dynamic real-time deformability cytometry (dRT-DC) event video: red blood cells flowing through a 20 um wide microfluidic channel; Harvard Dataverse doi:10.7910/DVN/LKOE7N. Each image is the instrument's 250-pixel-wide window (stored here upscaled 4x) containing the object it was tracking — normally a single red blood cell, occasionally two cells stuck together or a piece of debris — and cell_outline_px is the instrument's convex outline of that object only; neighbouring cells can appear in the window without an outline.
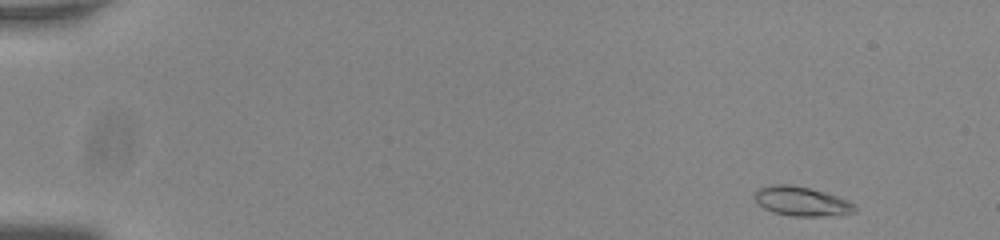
{"species": "common noctule bat (a hibernating species)", "species_latin": "Nyctalus noctula", "temperature_condition": "room temperature", "stored_images_in_passage": 52, "camera_frame_rate_fps": 3000, "um_per_image_px": 0.085, "animal": {"sex": "male", "body_mass_g": 20.0, "forearm_length_mm": 53.3}, "frame": {"image": 1, "passage_image": 1, "time_ms": 0.0, "image_size_px": [1000, 240], "cell_outline_px": [[856, 212], [832, 216], [792, 216], [772, 212], [756, 204], [752, 196], [756, 188], [772, 184], [792, 184], [824, 192], [848, 200], [856, 208]], "centroid_in_image_um": [68.05, 17.11], "position_along_channel_um": 16.9, "area_um2": 17.4}}
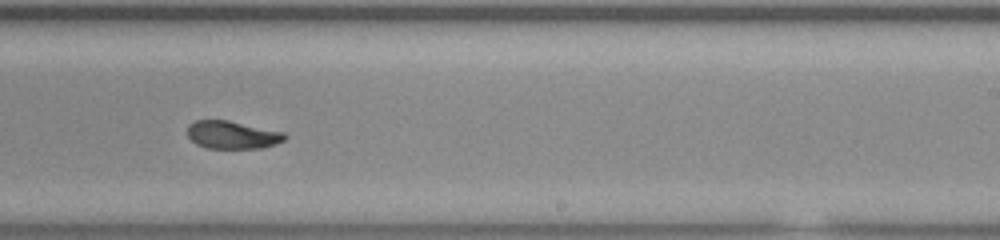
{"frame": {"image": 2, "passage_image": 32, "time_ms": 10.333, "image_size_px": [1000, 240], "cell_outline_px": [[288, 136], [284, 140], [276, 144], [260, 148], [208, 148], [196, 144], [188, 136], [188, 124], [196, 120], [228, 120], [284, 132]], "centroid_in_image_um": [19.75, 11.46], "position_along_channel_um": 269.2, "area_um2": 15.78}}
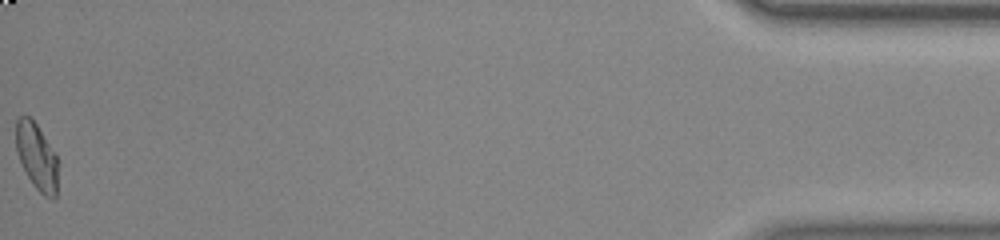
{"frame": {"image": 3, "passage_image": 52, "time_ms": 17.0, "image_size_px": [1000, 240], "cell_outline_px": [[56, 196], [52, 200], [44, 196], [32, 184], [16, 152], [16, 120], [20, 116], [28, 116], [36, 124], [56, 156]], "centroid_in_image_um": [3.09, 13.32], "position_along_channel_um": 432.1, "area_um2": 15.78}, "authors_computed_cell_mechanics": {"area_um2": 16.473, "velocity_mm_per_s": 3.7595, "shape_relaxation_time_tau1_ms": null, "shape_relaxation_time_tau2_ms": 3.3413, "deformation_change_tau1": null, "deformation_change_tau2": 0.0572}}